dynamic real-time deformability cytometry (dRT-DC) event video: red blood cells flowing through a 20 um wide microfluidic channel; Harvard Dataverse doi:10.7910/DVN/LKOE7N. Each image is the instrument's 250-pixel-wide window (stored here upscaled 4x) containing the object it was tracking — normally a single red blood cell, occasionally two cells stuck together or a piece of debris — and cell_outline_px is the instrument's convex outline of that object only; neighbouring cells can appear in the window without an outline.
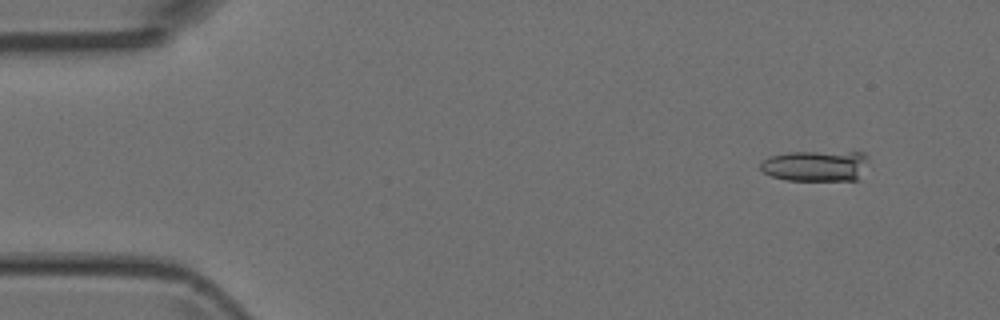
{"species": "Egyptian fruit bat (a non-hibernating species)", "species_latin": "Rousettus aegyptiacus", "temperature_condition": "room temperature", "stored_images_in_passage": 4, "camera_frame_rate_fps": 3000, "um_per_image_px": 0.085, "animal": {"sex": "female"}, "frame": {"image": 1, "passage_image": 1, "time_ms": 0.0, "image_size_px": [1000, 320], "cell_outline_px": [[868, 160], [856, 180], [788, 180], [772, 176], [764, 172], [760, 168], [760, 164], [768, 156], [788, 152], [864, 152], [868, 156]], "centroid_in_image_um": [69.31, 14.08], "position_along_channel_um": 15.7, "area_um2": 19.31}}